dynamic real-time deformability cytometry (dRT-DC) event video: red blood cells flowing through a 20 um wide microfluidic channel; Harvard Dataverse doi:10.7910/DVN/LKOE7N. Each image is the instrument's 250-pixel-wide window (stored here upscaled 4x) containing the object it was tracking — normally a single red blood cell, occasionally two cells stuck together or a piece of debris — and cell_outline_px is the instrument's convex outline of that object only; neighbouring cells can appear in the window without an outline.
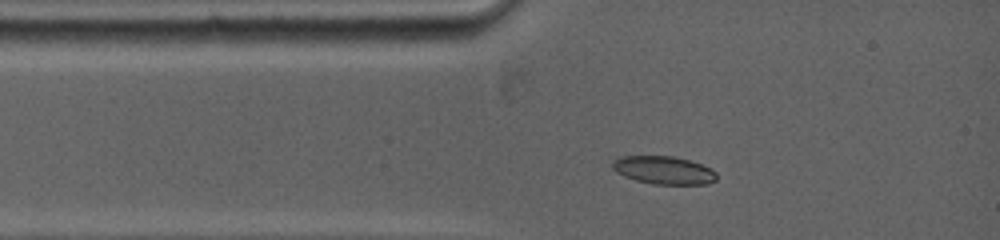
{"species": "common noctule bat (a hibernating species)", "species_latin": "Nyctalus noctula", "temperature_condition": "warm", "stored_images_in_passage": 4, "camera_frame_rate_fps": 5000, "um_per_image_px": 0.085, "animal": {"sex": "female", "body_mass_g": 19.0, "forearm_length_mm": 53.3}, "frame": {"image": 1, "passage_image": 1, "time_ms": 0.0, "image_size_px": [1000, 240], "cell_outline_px": [[716, 180], [708, 184], [652, 184], [636, 180], [620, 172], [612, 164], [616, 160], [628, 156], [668, 156], [688, 160], [700, 164], [708, 168], [716, 176]], "centroid_in_image_um": [56.47, 14.48], "position_along_channel_um": 28.5, "area_um2": 16.18}}
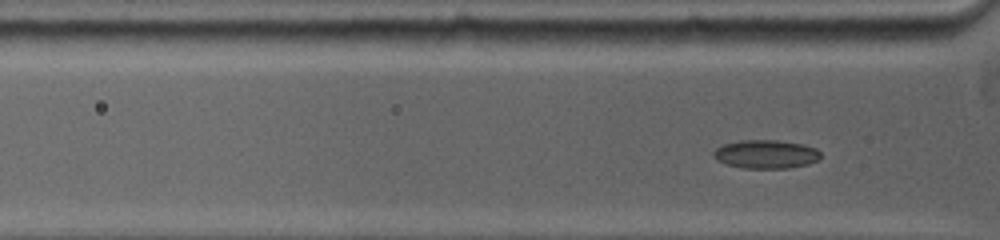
{"frame": {"image": 2, "passage_image": 4, "time_ms": 1.0, "image_size_px": [1000, 240], "cell_outline_px": [[820, 156], [816, 160], [808, 164], [788, 168], [740, 168], [728, 164], [720, 160], [716, 156], [716, 152], [724, 144], [748, 140], [772, 140], [800, 144], [812, 148], [820, 152]], "centroid_in_image_um": [65.15, 13.12], "position_along_channel_um": 60.6, "area_um2": 16.99}}